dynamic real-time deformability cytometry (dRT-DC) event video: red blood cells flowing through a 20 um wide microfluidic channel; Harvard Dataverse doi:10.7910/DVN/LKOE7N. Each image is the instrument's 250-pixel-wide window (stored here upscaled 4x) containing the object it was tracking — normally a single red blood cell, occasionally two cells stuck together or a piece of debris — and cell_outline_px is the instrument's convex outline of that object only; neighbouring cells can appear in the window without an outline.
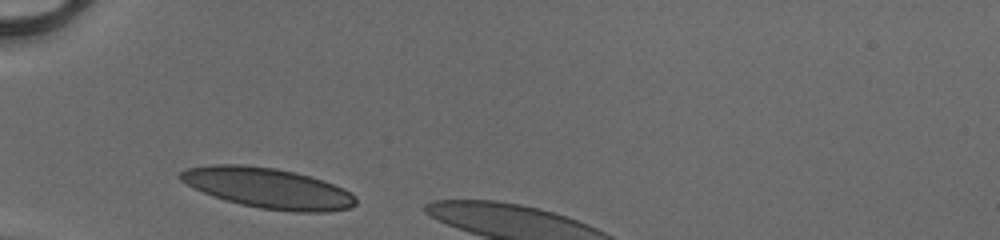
{"species": "human", "species_latin": "Homo sapiens", "temperature_condition": "cold", "stored_images_in_passage": 4, "camera_frame_rate_fps": 3000, "um_per_image_px": 0.085, "donor": {"sex": "male"}, "frame": {"image": 1, "passage_image": 1, "time_ms": 0.0, "image_size_px": [1000, 240], "cell_outline_px": [[356, 204], [348, 208], [324, 212], [292, 212], [260, 208], [240, 204], [224, 200], [212, 196], [180, 180], [176, 176], [180, 172], [188, 168], [212, 164], [244, 164], [276, 168], [308, 176], [344, 188], [356, 196]], "centroid_in_image_um": [22.76, 15.99], "position_along_channel_um": 62.2, "area_um2": 41.1}}